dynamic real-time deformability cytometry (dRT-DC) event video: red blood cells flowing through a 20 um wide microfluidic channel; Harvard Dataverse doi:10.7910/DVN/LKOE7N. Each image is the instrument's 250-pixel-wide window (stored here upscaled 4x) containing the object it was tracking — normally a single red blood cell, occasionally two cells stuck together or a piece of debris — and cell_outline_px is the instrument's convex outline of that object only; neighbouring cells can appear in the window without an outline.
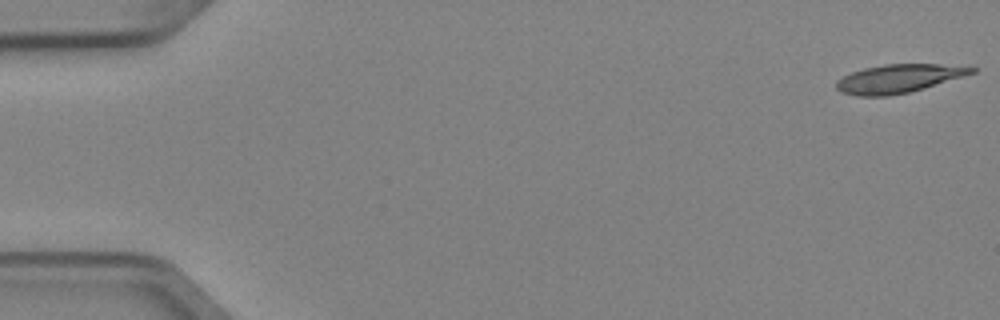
{"species": "Egyptian fruit bat (a non-hibernating species)", "species_latin": "Rousettus aegyptiacus", "temperature_condition": "cold", "stored_images_in_passage": 6, "camera_frame_rate_fps": 3000, "um_per_image_px": 0.085, "animal": {"sex": "female"}, "frame": {"image": 1, "passage_image": 1, "time_ms": 0.0, "image_size_px": [1000, 320], "cell_outline_px": [[976, 72], [964, 76], [924, 88], [908, 92], [888, 96], [856, 96], [840, 92], [836, 88], [836, 80], [852, 72], [864, 68], [884, 64], [940, 64], [976, 68]], "centroid_in_image_um": [76.34, 6.68], "position_along_channel_um": 8.7, "area_um2": 22.31}}